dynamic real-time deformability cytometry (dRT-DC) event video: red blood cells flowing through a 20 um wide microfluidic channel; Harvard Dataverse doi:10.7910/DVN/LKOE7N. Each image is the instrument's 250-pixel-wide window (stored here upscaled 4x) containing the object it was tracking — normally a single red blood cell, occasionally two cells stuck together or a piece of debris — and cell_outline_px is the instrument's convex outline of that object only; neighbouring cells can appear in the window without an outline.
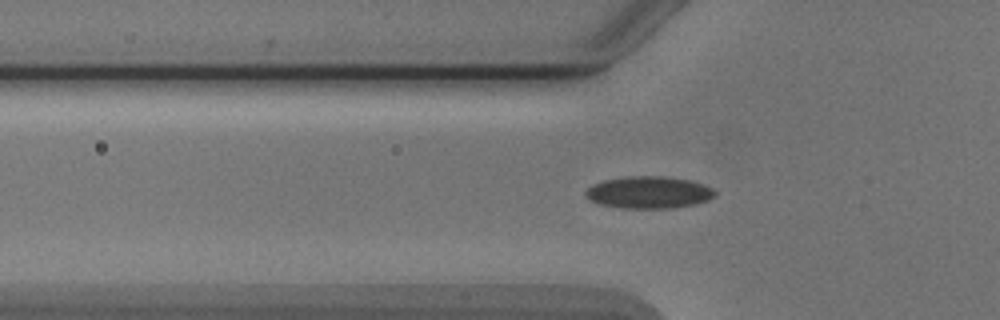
{"species": "Egyptian fruit bat (a non-hibernating species)", "species_latin": "Rousettus aegyptiacus", "temperature_condition": "cold", "stored_images_in_passage": 38, "segment_of_instrument_passage": [1, 2], "camera_frame_rate_fps": 3000, "um_per_image_px": 0.085, "animal": {"sex": "male"}, "frame": {"image": 1, "passage_image": 2, "time_ms": 0.333, "image_size_px": [1000, 320], "cell_outline_px": [[716, 196], [708, 200], [696, 204], [672, 208], [620, 208], [600, 204], [588, 200], [584, 196], [584, 192], [592, 184], [604, 180], [628, 176], [660, 176], [688, 180], [712, 188], [716, 192]], "centroid_in_image_um": [55.1, 16.36], "position_along_channel_um": 70.7, "area_um2": 24.22}}
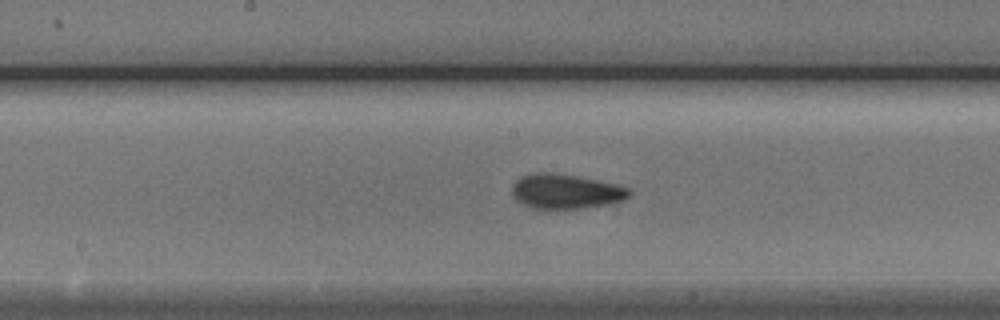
{"frame": {"image": 2, "passage_image": 12, "time_ms": 3.667, "image_size_px": [1000, 320], "cell_outline_px": [[632, 192], [624, 200], [604, 204], [580, 208], [528, 208], [520, 204], [512, 196], [512, 184], [520, 176], [532, 172], [548, 172], [576, 176], [596, 180], [628, 188]], "centroid_in_image_um": [47.99, 16.26], "position_along_channel_um": 200.2, "area_um2": 23.52}}
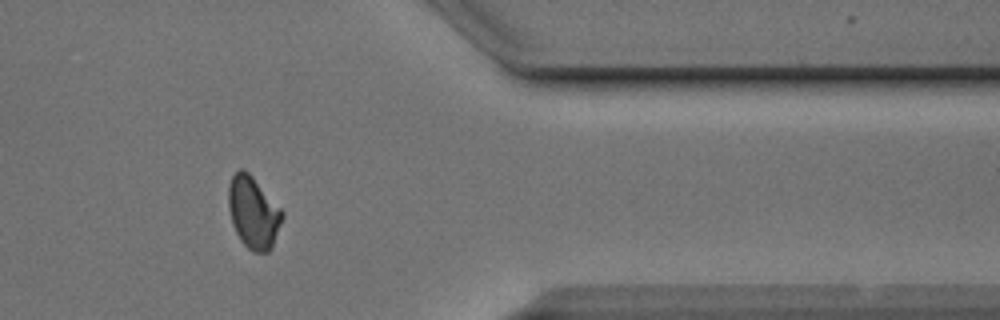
{"frame": {"image": 3, "passage_image": 28, "time_ms": 9.0, "image_size_px": [1000, 320], "cell_outline_px": [[284, 216], [272, 248], [268, 252], [252, 252], [240, 240], [232, 224], [228, 208], [228, 184], [232, 176], [240, 168], [244, 168], [252, 176], [284, 212]], "centroid_in_image_um": [21.52, 18.07], "position_along_channel_um": 389.9, "area_um2": 22.66}}